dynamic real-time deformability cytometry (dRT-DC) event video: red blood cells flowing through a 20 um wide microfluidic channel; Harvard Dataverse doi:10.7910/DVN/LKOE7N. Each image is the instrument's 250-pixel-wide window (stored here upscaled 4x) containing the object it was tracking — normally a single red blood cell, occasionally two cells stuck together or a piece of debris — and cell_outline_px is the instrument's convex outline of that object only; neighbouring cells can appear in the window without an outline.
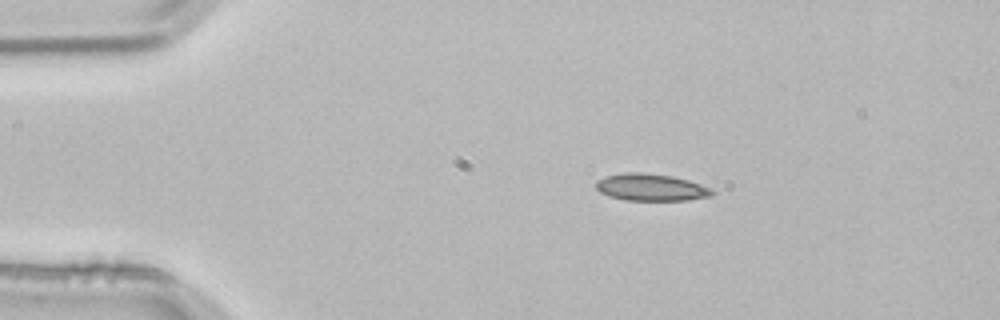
{"species": "common noctule bat (a hibernating species)", "species_latin": "Nyctalus noctula", "temperature_condition": "room temperature", "stored_images_in_passage": 3, "camera_frame_rate_fps": 3000, "um_per_image_px": 0.085, "animal": {"sex": "male", "body_mass_g": 21.5, "forearm_length_mm": 52.0}, "frame": {"image": 1, "passage_image": 2, "time_ms": 0.333, "image_size_px": [1000, 320], "cell_outline_px": [[716, 192], [708, 196], [684, 200], [624, 200], [608, 196], [600, 192], [596, 188], [596, 180], [604, 176], [624, 172], [644, 172], [672, 176], [688, 180], [712, 188]], "centroid_in_image_um": [55.29, 15.91], "position_along_channel_um": 29.7, "area_um2": 18.38}}